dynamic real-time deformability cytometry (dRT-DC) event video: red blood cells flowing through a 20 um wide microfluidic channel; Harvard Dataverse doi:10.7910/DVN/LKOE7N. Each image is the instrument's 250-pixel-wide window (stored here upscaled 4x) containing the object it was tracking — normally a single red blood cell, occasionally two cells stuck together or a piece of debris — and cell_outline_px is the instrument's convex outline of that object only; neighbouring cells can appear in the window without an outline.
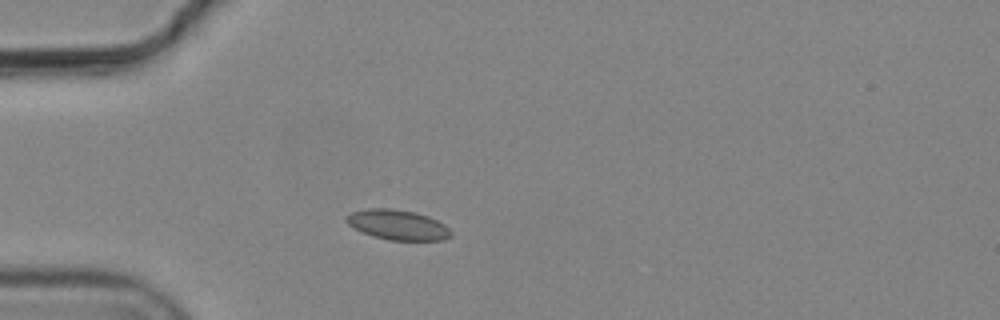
{"species": "common noctule bat (a hibernating species)", "species_latin": "Nyctalus noctula", "temperature_condition": "cold", "stored_images_in_passage": 3, "camera_frame_rate_fps": 3000, "um_per_image_px": 0.085, "animal": {"sex": "male", "body_mass_g": 19.2, "forearm_length_mm": 51.8}, "frame": {"image": 1, "passage_image": 3, "time_ms": 0.667, "image_size_px": [1000, 320], "cell_outline_px": [[452, 236], [444, 240], [388, 240], [372, 236], [348, 224], [344, 220], [344, 216], [352, 212], [368, 208], [392, 208], [412, 212], [428, 216], [444, 224], [452, 232]], "centroid_in_image_um": [33.8, 19.11], "position_along_channel_um": 51.2, "area_um2": 18.26}}